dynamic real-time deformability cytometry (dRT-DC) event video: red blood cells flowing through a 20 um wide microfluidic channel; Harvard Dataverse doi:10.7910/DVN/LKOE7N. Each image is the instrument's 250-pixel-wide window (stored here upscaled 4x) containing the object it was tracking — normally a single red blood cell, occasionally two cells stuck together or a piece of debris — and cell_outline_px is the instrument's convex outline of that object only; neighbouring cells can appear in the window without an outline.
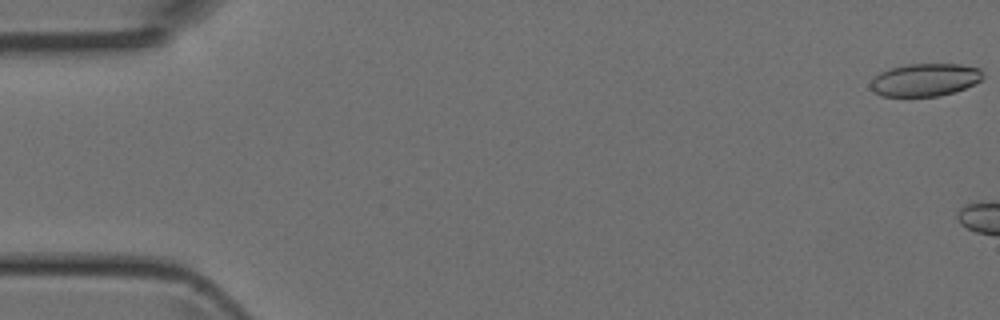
{"species": "Egyptian fruit bat (a non-hibernating species)", "species_latin": "Rousettus aegyptiacus", "temperature_condition": "room temperature", "stored_images_in_passage": 5, "camera_frame_rate_fps": 3000, "um_per_image_px": 0.085, "animal": {"sex": "female"}, "frame": {"image": 1, "passage_image": 1, "time_ms": 0.0, "image_size_px": [1000, 320], "cell_outline_px": [[984, 76], [980, 80], [964, 88], [940, 96], [880, 96], [872, 92], [868, 84], [872, 76], [888, 68], [908, 64], [960, 64], [980, 68]], "centroid_in_image_um": [78.54, 6.78], "position_along_channel_um": 6.5, "area_um2": 21.68}}